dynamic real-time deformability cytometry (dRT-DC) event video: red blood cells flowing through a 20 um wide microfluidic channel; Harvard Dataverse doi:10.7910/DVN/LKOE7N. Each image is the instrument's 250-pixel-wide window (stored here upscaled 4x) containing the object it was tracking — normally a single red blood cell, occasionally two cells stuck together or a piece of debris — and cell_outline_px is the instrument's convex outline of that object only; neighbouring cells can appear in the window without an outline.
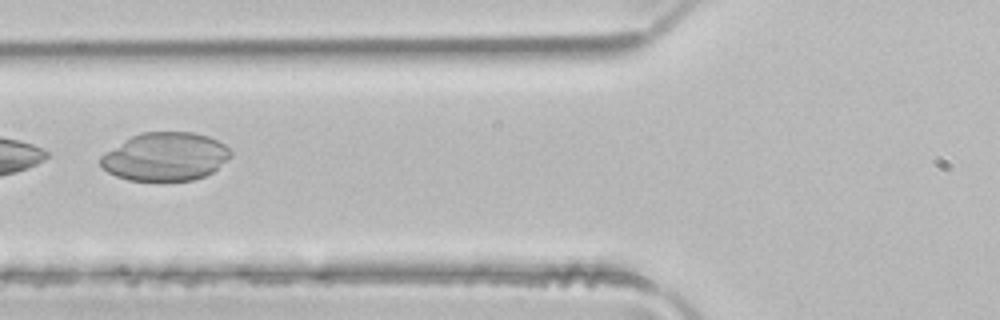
{"species": "common noctule bat (a hibernating species)", "species_latin": "Nyctalus noctula", "temperature_condition": "room temperature", "stored_images_in_passage": 5, "camera_frame_rate_fps": 3000, "um_per_image_px": 0.085, "animal": {"sex": "male", "body_mass_g": 21.5, "forearm_length_mm": 52.0}, "frame": {"image": 1, "passage_image": 5, "time_ms": 1.333, "image_size_px": [1000, 320], "cell_outline_px": [[232, 156], [212, 172], [204, 176], [192, 180], [128, 180], [116, 176], [108, 172], [100, 164], [100, 156], [104, 152], [124, 140], [140, 132], [192, 132], [208, 136], [224, 144], [232, 152]], "centroid_in_image_um": [14.04, 13.31], "position_along_channel_um": 111.8, "area_um2": 36.53}}